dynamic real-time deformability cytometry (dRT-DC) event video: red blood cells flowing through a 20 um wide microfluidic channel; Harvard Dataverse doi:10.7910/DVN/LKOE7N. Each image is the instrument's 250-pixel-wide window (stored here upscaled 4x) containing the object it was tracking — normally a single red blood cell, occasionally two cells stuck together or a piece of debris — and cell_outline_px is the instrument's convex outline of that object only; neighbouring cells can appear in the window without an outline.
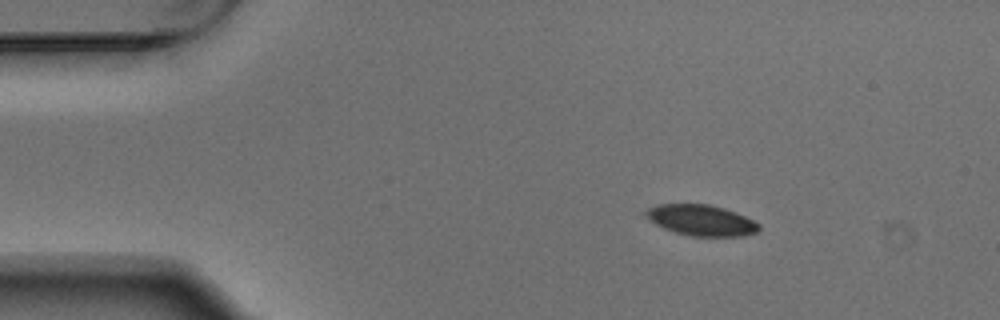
{"species": "Egyptian fruit bat (a non-hibernating species)", "species_latin": "Rousettus aegyptiacus", "temperature_condition": "warm", "stored_images_in_passage": 4, "segment_of_instrument_passage": [1, 2], "camera_frame_rate_fps": 3000, "um_per_image_px": 0.085, "animal": {"sex": "male"}, "frame": {"image": 1, "passage_image": 1, "time_ms": 0.0, "image_size_px": [1000, 320], "cell_outline_px": [[760, 228], [756, 232], [744, 236], [688, 236], [664, 228], [648, 220], [640, 212], [656, 204], [708, 204], [724, 208], [736, 212], [760, 224]], "centroid_in_image_um": [59.55, 18.71], "position_along_channel_um": 25.5, "area_um2": 20.52}}